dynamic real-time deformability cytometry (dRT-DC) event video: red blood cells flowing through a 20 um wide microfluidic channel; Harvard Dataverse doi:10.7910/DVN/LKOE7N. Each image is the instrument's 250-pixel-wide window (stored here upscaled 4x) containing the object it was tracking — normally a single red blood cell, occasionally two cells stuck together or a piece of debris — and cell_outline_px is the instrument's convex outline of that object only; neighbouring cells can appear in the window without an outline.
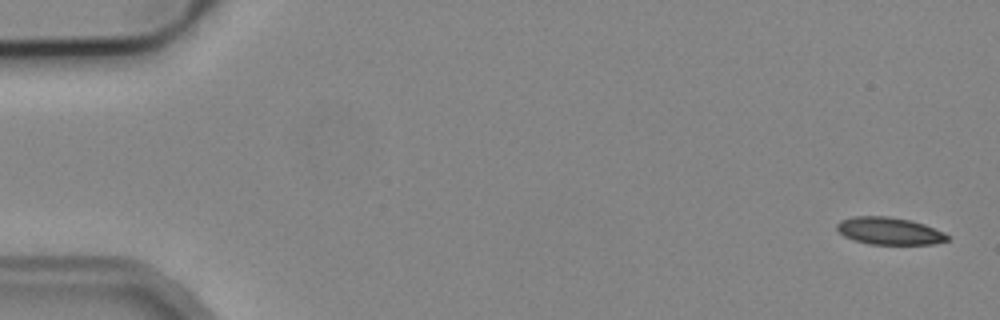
{"species": "common noctule bat (a hibernating species)", "species_latin": "Nyctalus noctula", "temperature_condition": "cold", "stored_images_in_passage": 5, "camera_frame_rate_fps": 3000, "um_per_image_px": 0.085, "animal": {"sex": "male", "body_mass_g": 19.2, "forearm_length_mm": 51.8}, "frame": {"image": 1, "passage_image": 1, "time_ms": 0.0, "image_size_px": [1000, 320], "cell_outline_px": [[948, 240], [932, 244], [868, 244], [844, 236], [836, 228], [836, 224], [840, 220], [852, 216], [888, 216], [908, 220], [924, 224], [944, 232], [948, 236]], "centroid_in_image_um": [75.56, 19.62], "position_along_channel_um": 9.4, "area_um2": 17.46}}
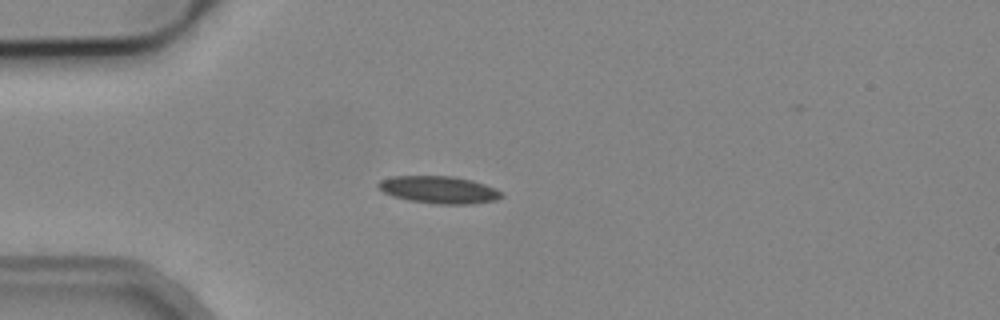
{"frame": {"image": 2, "passage_image": 4, "time_ms": 4.333, "image_size_px": [1000, 320], "cell_outline_px": [[504, 196], [496, 200], [472, 204], [436, 204], [408, 200], [392, 196], [384, 192], [376, 184], [380, 180], [392, 176], [452, 176], [472, 180], [496, 188], [504, 192]], "centroid_in_image_um": [37.34, 16.13], "position_along_channel_um": 47.7, "area_um2": 19.77}}